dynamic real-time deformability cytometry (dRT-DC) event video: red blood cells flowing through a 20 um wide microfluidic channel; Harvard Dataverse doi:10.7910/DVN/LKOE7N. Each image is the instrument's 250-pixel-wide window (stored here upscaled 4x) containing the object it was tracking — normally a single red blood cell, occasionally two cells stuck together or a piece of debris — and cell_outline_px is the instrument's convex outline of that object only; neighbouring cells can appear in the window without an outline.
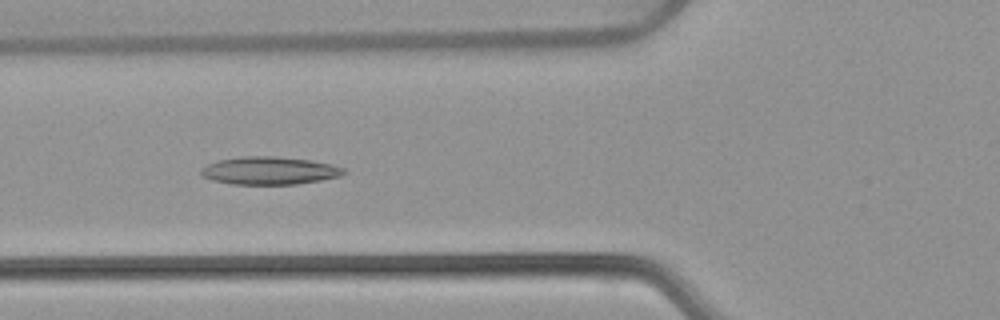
{"species": "common noctule bat (a hibernating species)", "species_latin": "Nyctalus noctula", "temperature_condition": "warm", "stored_images_in_passage": 43, "camera_frame_rate_fps": 3000, "um_per_image_px": 0.085, "animal": {"sex": "female", "body_mass_g": 22.7, "forearm_length_mm": 54.2}, "frame": {"image": 1, "passage_image": 10, "time_ms": 3.0, "image_size_px": [1000, 320], "cell_outline_px": [[348, 172], [340, 176], [320, 180], [296, 184], [232, 184], [212, 180], [200, 176], [200, 168], [216, 160], [244, 156], [272, 156], [308, 160], [332, 164], [344, 168]], "centroid_in_image_um": [22.87, 14.5], "position_along_channel_um": 102.9, "area_um2": 23.18}}
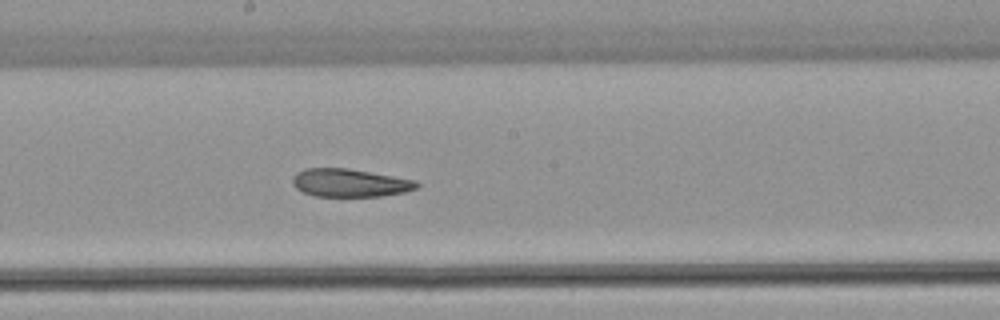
{"frame": {"image": 2, "passage_image": 19, "time_ms": 6.0, "image_size_px": [1000, 320], "cell_outline_px": [[420, 184], [416, 188], [404, 192], [380, 196], [312, 196], [296, 188], [292, 184], [292, 176], [296, 172], [304, 168], [348, 168], [416, 180]], "centroid_in_image_um": [29.7, 15.53], "position_along_channel_um": 218.5, "area_um2": 20.35}}
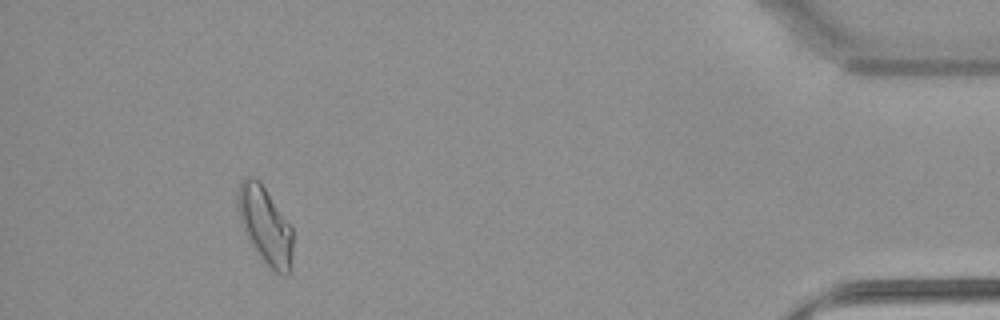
{"frame": {"image": 3, "passage_image": 39, "time_ms": 12.667, "image_size_px": [1000, 320], "cell_outline_px": [[292, 256], [288, 276], [280, 276], [264, 260], [248, 240], [240, 220], [236, 204], [236, 192], [240, 180], [244, 176], [252, 176], [260, 180], [292, 228]], "centroid_in_image_um": [22.51, 19.09], "position_along_channel_um": 412.7, "area_um2": 24.8}, "authors_computed_cell_mechanics": {"area_um2": 22.1374, "velocity_mm_per_s": 3.8476, "shape_relaxation_time_tau1_ms": null, "shape_relaxation_time_tau2_ms": 3.4536, "deformation_change_tau1": null, "deformation_change_tau2": 0.1059}}